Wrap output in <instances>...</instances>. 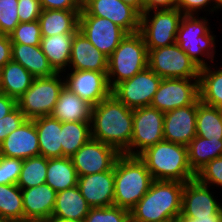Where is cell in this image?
I'll use <instances>...</instances> for the list:
<instances>
[{
	"label": "cell",
	"instance_id": "cell-40",
	"mask_svg": "<svg viewBox=\"0 0 222 222\" xmlns=\"http://www.w3.org/2000/svg\"><path fill=\"white\" fill-rule=\"evenodd\" d=\"M196 179L207 186L222 188V156L211 160L196 173Z\"/></svg>",
	"mask_w": 222,
	"mask_h": 222
},
{
	"label": "cell",
	"instance_id": "cell-45",
	"mask_svg": "<svg viewBox=\"0 0 222 222\" xmlns=\"http://www.w3.org/2000/svg\"><path fill=\"white\" fill-rule=\"evenodd\" d=\"M42 10H82L79 0H40Z\"/></svg>",
	"mask_w": 222,
	"mask_h": 222
},
{
	"label": "cell",
	"instance_id": "cell-11",
	"mask_svg": "<svg viewBox=\"0 0 222 222\" xmlns=\"http://www.w3.org/2000/svg\"><path fill=\"white\" fill-rule=\"evenodd\" d=\"M162 78L149 67L130 79L118 83L112 94L126 107L134 110L150 106Z\"/></svg>",
	"mask_w": 222,
	"mask_h": 222
},
{
	"label": "cell",
	"instance_id": "cell-9",
	"mask_svg": "<svg viewBox=\"0 0 222 222\" xmlns=\"http://www.w3.org/2000/svg\"><path fill=\"white\" fill-rule=\"evenodd\" d=\"M148 67L162 79L199 78L200 67L183 51L177 43L150 49Z\"/></svg>",
	"mask_w": 222,
	"mask_h": 222
},
{
	"label": "cell",
	"instance_id": "cell-51",
	"mask_svg": "<svg viewBox=\"0 0 222 222\" xmlns=\"http://www.w3.org/2000/svg\"><path fill=\"white\" fill-rule=\"evenodd\" d=\"M45 222H84L83 220H70L51 216Z\"/></svg>",
	"mask_w": 222,
	"mask_h": 222
},
{
	"label": "cell",
	"instance_id": "cell-18",
	"mask_svg": "<svg viewBox=\"0 0 222 222\" xmlns=\"http://www.w3.org/2000/svg\"><path fill=\"white\" fill-rule=\"evenodd\" d=\"M197 102L164 113V140L188 146L196 137Z\"/></svg>",
	"mask_w": 222,
	"mask_h": 222
},
{
	"label": "cell",
	"instance_id": "cell-26",
	"mask_svg": "<svg viewBox=\"0 0 222 222\" xmlns=\"http://www.w3.org/2000/svg\"><path fill=\"white\" fill-rule=\"evenodd\" d=\"M11 55L12 61L21 64L34 77H50L56 74L41 46L12 44Z\"/></svg>",
	"mask_w": 222,
	"mask_h": 222
},
{
	"label": "cell",
	"instance_id": "cell-39",
	"mask_svg": "<svg viewBox=\"0 0 222 222\" xmlns=\"http://www.w3.org/2000/svg\"><path fill=\"white\" fill-rule=\"evenodd\" d=\"M18 0H0V34L9 35L20 23Z\"/></svg>",
	"mask_w": 222,
	"mask_h": 222
},
{
	"label": "cell",
	"instance_id": "cell-35",
	"mask_svg": "<svg viewBox=\"0 0 222 222\" xmlns=\"http://www.w3.org/2000/svg\"><path fill=\"white\" fill-rule=\"evenodd\" d=\"M0 217L8 222H24L23 197L17 184L0 185Z\"/></svg>",
	"mask_w": 222,
	"mask_h": 222
},
{
	"label": "cell",
	"instance_id": "cell-50",
	"mask_svg": "<svg viewBox=\"0 0 222 222\" xmlns=\"http://www.w3.org/2000/svg\"><path fill=\"white\" fill-rule=\"evenodd\" d=\"M122 1L134 7L140 14L144 12V2L142 0H122Z\"/></svg>",
	"mask_w": 222,
	"mask_h": 222
},
{
	"label": "cell",
	"instance_id": "cell-8",
	"mask_svg": "<svg viewBox=\"0 0 222 222\" xmlns=\"http://www.w3.org/2000/svg\"><path fill=\"white\" fill-rule=\"evenodd\" d=\"M182 17L183 14L177 8L144 11L140 15L139 32L147 50L175 44Z\"/></svg>",
	"mask_w": 222,
	"mask_h": 222
},
{
	"label": "cell",
	"instance_id": "cell-53",
	"mask_svg": "<svg viewBox=\"0 0 222 222\" xmlns=\"http://www.w3.org/2000/svg\"><path fill=\"white\" fill-rule=\"evenodd\" d=\"M0 222H8V221H6L5 219H2V218L0 217Z\"/></svg>",
	"mask_w": 222,
	"mask_h": 222
},
{
	"label": "cell",
	"instance_id": "cell-5",
	"mask_svg": "<svg viewBox=\"0 0 222 222\" xmlns=\"http://www.w3.org/2000/svg\"><path fill=\"white\" fill-rule=\"evenodd\" d=\"M148 67V50L140 32L127 33L108 57V82L113 89Z\"/></svg>",
	"mask_w": 222,
	"mask_h": 222
},
{
	"label": "cell",
	"instance_id": "cell-41",
	"mask_svg": "<svg viewBox=\"0 0 222 222\" xmlns=\"http://www.w3.org/2000/svg\"><path fill=\"white\" fill-rule=\"evenodd\" d=\"M23 160L0 155V185L17 184Z\"/></svg>",
	"mask_w": 222,
	"mask_h": 222
},
{
	"label": "cell",
	"instance_id": "cell-38",
	"mask_svg": "<svg viewBox=\"0 0 222 222\" xmlns=\"http://www.w3.org/2000/svg\"><path fill=\"white\" fill-rule=\"evenodd\" d=\"M84 222H130V211L117 207L116 205L107 207L91 208Z\"/></svg>",
	"mask_w": 222,
	"mask_h": 222
},
{
	"label": "cell",
	"instance_id": "cell-44",
	"mask_svg": "<svg viewBox=\"0 0 222 222\" xmlns=\"http://www.w3.org/2000/svg\"><path fill=\"white\" fill-rule=\"evenodd\" d=\"M213 6L212 0H177V6L176 8L183 14V15H198L197 13L202 10V8L208 11L209 14L211 12L214 13V11L217 12L218 8L216 6ZM211 6V8H207L208 6ZM207 8V10H206ZM217 9V10H216Z\"/></svg>",
	"mask_w": 222,
	"mask_h": 222
},
{
	"label": "cell",
	"instance_id": "cell-7",
	"mask_svg": "<svg viewBox=\"0 0 222 222\" xmlns=\"http://www.w3.org/2000/svg\"><path fill=\"white\" fill-rule=\"evenodd\" d=\"M62 74L66 73H56L50 77H35L31 87L17 99V106L26 119L51 116L60 92L65 86L64 78H61Z\"/></svg>",
	"mask_w": 222,
	"mask_h": 222
},
{
	"label": "cell",
	"instance_id": "cell-29",
	"mask_svg": "<svg viewBox=\"0 0 222 222\" xmlns=\"http://www.w3.org/2000/svg\"><path fill=\"white\" fill-rule=\"evenodd\" d=\"M34 78L21 64L11 60L0 69L1 93L17 100L31 87Z\"/></svg>",
	"mask_w": 222,
	"mask_h": 222
},
{
	"label": "cell",
	"instance_id": "cell-34",
	"mask_svg": "<svg viewBox=\"0 0 222 222\" xmlns=\"http://www.w3.org/2000/svg\"><path fill=\"white\" fill-rule=\"evenodd\" d=\"M91 138V122H62L63 157L71 158Z\"/></svg>",
	"mask_w": 222,
	"mask_h": 222
},
{
	"label": "cell",
	"instance_id": "cell-2",
	"mask_svg": "<svg viewBox=\"0 0 222 222\" xmlns=\"http://www.w3.org/2000/svg\"><path fill=\"white\" fill-rule=\"evenodd\" d=\"M184 183L153 180L147 193L130 210V222L176 221L182 211Z\"/></svg>",
	"mask_w": 222,
	"mask_h": 222
},
{
	"label": "cell",
	"instance_id": "cell-1",
	"mask_svg": "<svg viewBox=\"0 0 222 222\" xmlns=\"http://www.w3.org/2000/svg\"><path fill=\"white\" fill-rule=\"evenodd\" d=\"M133 133V110L113 94L92 107L91 137L130 156Z\"/></svg>",
	"mask_w": 222,
	"mask_h": 222
},
{
	"label": "cell",
	"instance_id": "cell-24",
	"mask_svg": "<svg viewBox=\"0 0 222 222\" xmlns=\"http://www.w3.org/2000/svg\"><path fill=\"white\" fill-rule=\"evenodd\" d=\"M82 10H42L38 22L42 37L63 33H76Z\"/></svg>",
	"mask_w": 222,
	"mask_h": 222
},
{
	"label": "cell",
	"instance_id": "cell-12",
	"mask_svg": "<svg viewBox=\"0 0 222 222\" xmlns=\"http://www.w3.org/2000/svg\"><path fill=\"white\" fill-rule=\"evenodd\" d=\"M199 100V78H164L150 104L165 113Z\"/></svg>",
	"mask_w": 222,
	"mask_h": 222
},
{
	"label": "cell",
	"instance_id": "cell-19",
	"mask_svg": "<svg viewBox=\"0 0 222 222\" xmlns=\"http://www.w3.org/2000/svg\"><path fill=\"white\" fill-rule=\"evenodd\" d=\"M0 155L25 160L39 156L37 129L33 120L26 119L0 144Z\"/></svg>",
	"mask_w": 222,
	"mask_h": 222
},
{
	"label": "cell",
	"instance_id": "cell-25",
	"mask_svg": "<svg viewBox=\"0 0 222 222\" xmlns=\"http://www.w3.org/2000/svg\"><path fill=\"white\" fill-rule=\"evenodd\" d=\"M38 134L40 155L45 158L63 157L61 122L52 116L33 119Z\"/></svg>",
	"mask_w": 222,
	"mask_h": 222
},
{
	"label": "cell",
	"instance_id": "cell-30",
	"mask_svg": "<svg viewBox=\"0 0 222 222\" xmlns=\"http://www.w3.org/2000/svg\"><path fill=\"white\" fill-rule=\"evenodd\" d=\"M45 183L57 193L77 186L78 175L72 159L49 158Z\"/></svg>",
	"mask_w": 222,
	"mask_h": 222
},
{
	"label": "cell",
	"instance_id": "cell-33",
	"mask_svg": "<svg viewBox=\"0 0 222 222\" xmlns=\"http://www.w3.org/2000/svg\"><path fill=\"white\" fill-rule=\"evenodd\" d=\"M196 136L222 140L220 108L197 101Z\"/></svg>",
	"mask_w": 222,
	"mask_h": 222
},
{
	"label": "cell",
	"instance_id": "cell-22",
	"mask_svg": "<svg viewBox=\"0 0 222 222\" xmlns=\"http://www.w3.org/2000/svg\"><path fill=\"white\" fill-rule=\"evenodd\" d=\"M69 69L107 72L108 57L78 30L73 36Z\"/></svg>",
	"mask_w": 222,
	"mask_h": 222
},
{
	"label": "cell",
	"instance_id": "cell-31",
	"mask_svg": "<svg viewBox=\"0 0 222 222\" xmlns=\"http://www.w3.org/2000/svg\"><path fill=\"white\" fill-rule=\"evenodd\" d=\"M187 147L189 166L195 174L211 160L222 156V140L196 136Z\"/></svg>",
	"mask_w": 222,
	"mask_h": 222
},
{
	"label": "cell",
	"instance_id": "cell-32",
	"mask_svg": "<svg viewBox=\"0 0 222 222\" xmlns=\"http://www.w3.org/2000/svg\"><path fill=\"white\" fill-rule=\"evenodd\" d=\"M214 65L200 68L199 100L207 105L222 108V67L212 70Z\"/></svg>",
	"mask_w": 222,
	"mask_h": 222
},
{
	"label": "cell",
	"instance_id": "cell-36",
	"mask_svg": "<svg viewBox=\"0 0 222 222\" xmlns=\"http://www.w3.org/2000/svg\"><path fill=\"white\" fill-rule=\"evenodd\" d=\"M47 165L48 158L41 155L23 160L17 185L21 189H28L45 184Z\"/></svg>",
	"mask_w": 222,
	"mask_h": 222
},
{
	"label": "cell",
	"instance_id": "cell-46",
	"mask_svg": "<svg viewBox=\"0 0 222 222\" xmlns=\"http://www.w3.org/2000/svg\"><path fill=\"white\" fill-rule=\"evenodd\" d=\"M12 42L9 35L0 34V69L12 60Z\"/></svg>",
	"mask_w": 222,
	"mask_h": 222
},
{
	"label": "cell",
	"instance_id": "cell-6",
	"mask_svg": "<svg viewBox=\"0 0 222 222\" xmlns=\"http://www.w3.org/2000/svg\"><path fill=\"white\" fill-rule=\"evenodd\" d=\"M198 15H183L180 20L176 43L200 67L208 66L207 58L214 62L216 35L210 30L208 19ZM203 57V58H202Z\"/></svg>",
	"mask_w": 222,
	"mask_h": 222
},
{
	"label": "cell",
	"instance_id": "cell-42",
	"mask_svg": "<svg viewBox=\"0 0 222 222\" xmlns=\"http://www.w3.org/2000/svg\"><path fill=\"white\" fill-rule=\"evenodd\" d=\"M26 120L25 115L16 106L10 113L0 119V144Z\"/></svg>",
	"mask_w": 222,
	"mask_h": 222
},
{
	"label": "cell",
	"instance_id": "cell-52",
	"mask_svg": "<svg viewBox=\"0 0 222 222\" xmlns=\"http://www.w3.org/2000/svg\"><path fill=\"white\" fill-rule=\"evenodd\" d=\"M213 5L222 10V0H212Z\"/></svg>",
	"mask_w": 222,
	"mask_h": 222
},
{
	"label": "cell",
	"instance_id": "cell-28",
	"mask_svg": "<svg viewBox=\"0 0 222 222\" xmlns=\"http://www.w3.org/2000/svg\"><path fill=\"white\" fill-rule=\"evenodd\" d=\"M91 207L81 195L78 186L58 192L53 217L70 220H84Z\"/></svg>",
	"mask_w": 222,
	"mask_h": 222
},
{
	"label": "cell",
	"instance_id": "cell-3",
	"mask_svg": "<svg viewBox=\"0 0 222 222\" xmlns=\"http://www.w3.org/2000/svg\"><path fill=\"white\" fill-rule=\"evenodd\" d=\"M153 180L188 182L196 178L188 162V147L161 141L147 148L138 156Z\"/></svg>",
	"mask_w": 222,
	"mask_h": 222
},
{
	"label": "cell",
	"instance_id": "cell-15",
	"mask_svg": "<svg viewBox=\"0 0 222 222\" xmlns=\"http://www.w3.org/2000/svg\"><path fill=\"white\" fill-rule=\"evenodd\" d=\"M64 77L65 87L92 107L112 94L107 72L71 70ZM66 77V78H65Z\"/></svg>",
	"mask_w": 222,
	"mask_h": 222
},
{
	"label": "cell",
	"instance_id": "cell-27",
	"mask_svg": "<svg viewBox=\"0 0 222 222\" xmlns=\"http://www.w3.org/2000/svg\"><path fill=\"white\" fill-rule=\"evenodd\" d=\"M74 34L63 33L41 38L42 51L56 73L66 72L69 67Z\"/></svg>",
	"mask_w": 222,
	"mask_h": 222
},
{
	"label": "cell",
	"instance_id": "cell-4",
	"mask_svg": "<svg viewBox=\"0 0 222 222\" xmlns=\"http://www.w3.org/2000/svg\"><path fill=\"white\" fill-rule=\"evenodd\" d=\"M152 182L151 173L138 156L121 154L114 164V205L130 211Z\"/></svg>",
	"mask_w": 222,
	"mask_h": 222
},
{
	"label": "cell",
	"instance_id": "cell-43",
	"mask_svg": "<svg viewBox=\"0 0 222 222\" xmlns=\"http://www.w3.org/2000/svg\"><path fill=\"white\" fill-rule=\"evenodd\" d=\"M42 12L40 0H18L17 13L20 22H33Z\"/></svg>",
	"mask_w": 222,
	"mask_h": 222
},
{
	"label": "cell",
	"instance_id": "cell-16",
	"mask_svg": "<svg viewBox=\"0 0 222 222\" xmlns=\"http://www.w3.org/2000/svg\"><path fill=\"white\" fill-rule=\"evenodd\" d=\"M82 8L91 16L111 20L127 33L140 31V13L122 0H85Z\"/></svg>",
	"mask_w": 222,
	"mask_h": 222
},
{
	"label": "cell",
	"instance_id": "cell-13",
	"mask_svg": "<svg viewBox=\"0 0 222 222\" xmlns=\"http://www.w3.org/2000/svg\"><path fill=\"white\" fill-rule=\"evenodd\" d=\"M78 30L103 54L109 57L127 32L111 20L89 15L83 8Z\"/></svg>",
	"mask_w": 222,
	"mask_h": 222
},
{
	"label": "cell",
	"instance_id": "cell-37",
	"mask_svg": "<svg viewBox=\"0 0 222 222\" xmlns=\"http://www.w3.org/2000/svg\"><path fill=\"white\" fill-rule=\"evenodd\" d=\"M9 37L12 44L40 46L42 34L38 20L20 22L9 34Z\"/></svg>",
	"mask_w": 222,
	"mask_h": 222
},
{
	"label": "cell",
	"instance_id": "cell-17",
	"mask_svg": "<svg viewBox=\"0 0 222 222\" xmlns=\"http://www.w3.org/2000/svg\"><path fill=\"white\" fill-rule=\"evenodd\" d=\"M212 193L210 186L200 183L196 178L185 182L181 216L195 219L213 217L222 209V203L216 201Z\"/></svg>",
	"mask_w": 222,
	"mask_h": 222
},
{
	"label": "cell",
	"instance_id": "cell-49",
	"mask_svg": "<svg viewBox=\"0 0 222 222\" xmlns=\"http://www.w3.org/2000/svg\"><path fill=\"white\" fill-rule=\"evenodd\" d=\"M175 222H222V209L213 217H204L200 219L182 217L181 215Z\"/></svg>",
	"mask_w": 222,
	"mask_h": 222
},
{
	"label": "cell",
	"instance_id": "cell-47",
	"mask_svg": "<svg viewBox=\"0 0 222 222\" xmlns=\"http://www.w3.org/2000/svg\"><path fill=\"white\" fill-rule=\"evenodd\" d=\"M177 6V0H145L144 11L174 9Z\"/></svg>",
	"mask_w": 222,
	"mask_h": 222
},
{
	"label": "cell",
	"instance_id": "cell-20",
	"mask_svg": "<svg viewBox=\"0 0 222 222\" xmlns=\"http://www.w3.org/2000/svg\"><path fill=\"white\" fill-rule=\"evenodd\" d=\"M77 186L91 208L114 205V167L78 177Z\"/></svg>",
	"mask_w": 222,
	"mask_h": 222
},
{
	"label": "cell",
	"instance_id": "cell-21",
	"mask_svg": "<svg viewBox=\"0 0 222 222\" xmlns=\"http://www.w3.org/2000/svg\"><path fill=\"white\" fill-rule=\"evenodd\" d=\"M24 222H45L52 216L57 192L48 184L21 189Z\"/></svg>",
	"mask_w": 222,
	"mask_h": 222
},
{
	"label": "cell",
	"instance_id": "cell-14",
	"mask_svg": "<svg viewBox=\"0 0 222 222\" xmlns=\"http://www.w3.org/2000/svg\"><path fill=\"white\" fill-rule=\"evenodd\" d=\"M120 155L112 146L91 138L71 159L79 177L111 170Z\"/></svg>",
	"mask_w": 222,
	"mask_h": 222
},
{
	"label": "cell",
	"instance_id": "cell-10",
	"mask_svg": "<svg viewBox=\"0 0 222 222\" xmlns=\"http://www.w3.org/2000/svg\"><path fill=\"white\" fill-rule=\"evenodd\" d=\"M164 113L145 106L133 110V133L130 142V156H139L147 148L164 140Z\"/></svg>",
	"mask_w": 222,
	"mask_h": 222
},
{
	"label": "cell",
	"instance_id": "cell-23",
	"mask_svg": "<svg viewBox=\"0 0 222 222\" xmlns=\"http://www.w3.org/2000/svg\"><path fill=\"white\" fill-rule=\"evenodd\" d=\"M92 106L63 87L51 116L62 122H91Z\"/></svg>",
	"mask_w": 222,
	"mask_h": 222
},
{
	"label": "cell",
	"instance_id": "cell-48",
	"mask_svg": "<svg viewBox=\"0 0 222 222\" xmlns=\"http://www.w3.org/2000/svg\"><path fill=\"white\" fill-rule=\"evenodd\" d=\"M17 106V100L4 93H0V119L10 113Z\"/></svg>",
	"mask_w": 222,
	"mask_h": 222
}]
</instances>
